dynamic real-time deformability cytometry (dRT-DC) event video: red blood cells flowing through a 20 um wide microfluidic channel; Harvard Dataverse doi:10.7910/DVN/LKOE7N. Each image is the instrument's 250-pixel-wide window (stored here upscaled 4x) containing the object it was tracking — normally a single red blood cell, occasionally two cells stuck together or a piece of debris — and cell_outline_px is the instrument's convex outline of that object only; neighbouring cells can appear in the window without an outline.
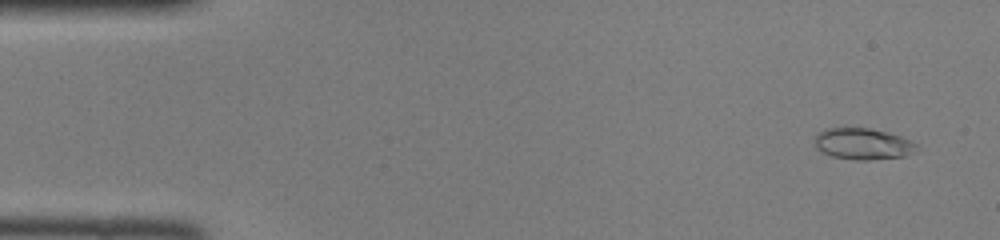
{"species": "common noctule bat (a hibernating species)", "species_latin": "Nyctalus noctula", "temperature_condition": "room temperature", "stored_images_in_passage": 46, "camera_frame_rate_fps": 3000, "um_per_image_px": 0.085, "animal": {"sex": "female", "body_mass_g": 22.0, "forearm_length_mm": 56.7}, "frame": {"image": 1, "passage_image": 3, "time_ms": 0.667, "image_size_px": [1000, 240], "cell_outline_px": [[916, 144], [908, 156], [872, 160], [856, 160], [832, 156], [816, 148], [816, 132], [824, 128], [868, 128], [888, 132], [900, 136]], "centroid_in_image_um": [73.3, 12.22], "position_along_channel_um": 11.7, "area_um2": 18.44}}
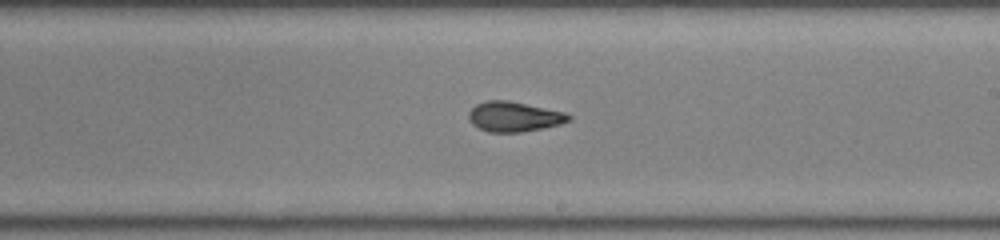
{"frame": {"image": 2, "passage_image": 27, "time_ms": 8.667, "image_size_px": [1000, 240], "cell_outline_px": [[572, 120], [560, 124], [520, 132], [488, 132], [472, 124], [468, 120], [468, 112], [476, 104], [484, 100], [508, 100], [564, 112], [572, 116]], "centroid_in_image_um": [43.66, 9.91], "position_along_channel_um": 245.3, "area_um2": 17.46}}
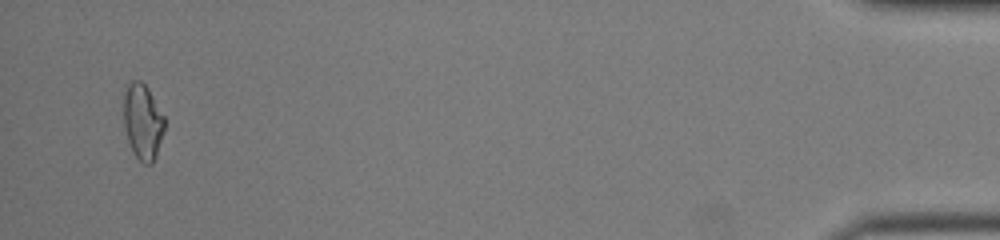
{"frame": {"image": 3, "passage_image": 45, "time_ms": 14.667, "image_size_px": [1000, 240], "cell_outline_px": [[164, 132], [156, 156], [152, 164], [144, 164], [132, 152], [128, 140], [124, 124], [124, 92], [128, 80], [140, 80], [148, 88], [164, 116]], "centroid_in_image_um": [12.13, 10.32], "position_along_channel_um": 423.1, "area_um2": 18.09}}